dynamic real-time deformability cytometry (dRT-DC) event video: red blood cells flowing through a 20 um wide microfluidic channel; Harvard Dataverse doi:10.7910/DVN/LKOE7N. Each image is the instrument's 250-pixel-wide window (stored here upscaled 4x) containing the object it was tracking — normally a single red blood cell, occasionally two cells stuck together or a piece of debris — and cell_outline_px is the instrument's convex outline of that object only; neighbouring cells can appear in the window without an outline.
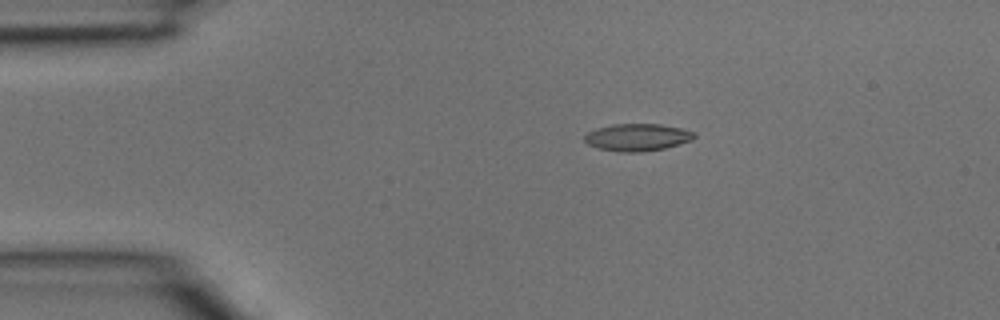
{"species": "common noctule bat (a hibernating species)", "species_latin": "Nyctalus noctula", "temperature_condition": "room temperature", "stored_images_in_passage": 4, "camera_frame_rate_fps": 3000, "um_per_image_px": 0.085, "animal": {"sex": "male", "body_mass_g": 15.6}, "frame": {"image": 1, "passage_image": 3, "time_ms": 0.667, "image_size_px": [1000, 320], "cell_outline_px": [[696, 136], [692, 140], [664, 148], [640, 152], [620, 152], [600, 148], [588, 144], [584, 140], [584, 136], [588, 132], [596, 128], [612, 124], [660, 124], [680, 128], [696, 132]], "centroid_in_image_um": [54.18, 11.66], "position_along_channel_um": 30.8, "area_um2": 17.34}}